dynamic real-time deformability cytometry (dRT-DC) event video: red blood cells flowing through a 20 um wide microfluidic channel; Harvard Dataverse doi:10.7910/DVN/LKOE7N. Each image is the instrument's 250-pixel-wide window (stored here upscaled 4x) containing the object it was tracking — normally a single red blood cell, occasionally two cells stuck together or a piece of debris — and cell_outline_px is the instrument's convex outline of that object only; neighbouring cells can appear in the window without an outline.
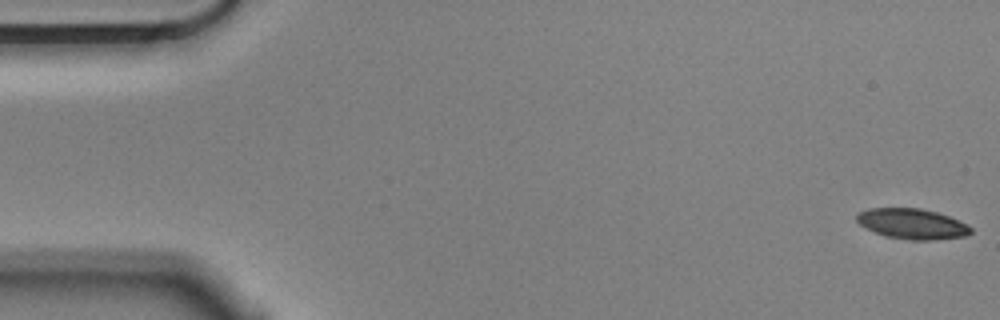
{"species": "Egyptian fruit bat (a non-hibernating species)", "species_latin": "Rousettus aegyptiacus", "temperature_condition": "cold", "stored_images_in_passage": 16, "camera_frame_rate_fps": 3000, "um_per_image_px": 0.085, "animal": {"sex": "male"}, "frame": {"image": 1, "passage_image": 1, "time_ms": 0.0, "image_size_px": [1000, 320], "cell_outline_px": [[972, 232], [968, 236], [932, 240], [912, 240], [888, 236], [876, 232], [860, 224], [856, 220], [856, 212], [868, 208], [920, 208], [936, 212], [948, 216], [968, 224], [972, 228]], "centroid_in_image_um": [77.56, 19.02], "position_along_channel_um": 7.4, "area_um2": 20.17}}